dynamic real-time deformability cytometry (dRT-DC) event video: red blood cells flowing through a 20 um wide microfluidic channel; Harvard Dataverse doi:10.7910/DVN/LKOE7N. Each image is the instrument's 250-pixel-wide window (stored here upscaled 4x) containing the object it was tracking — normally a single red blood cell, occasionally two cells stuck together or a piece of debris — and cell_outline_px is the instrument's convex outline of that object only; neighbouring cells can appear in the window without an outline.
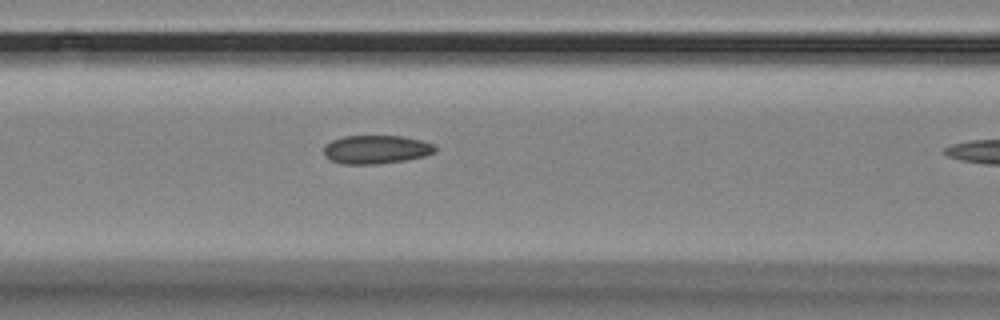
{"species": "Egyptian fruit bat (a non-hibernating species)", "species_latin": "Rousettus aegyptiacus", "temperature_condition": "room temperature", "stored_images_in_passage": 8, "camera_frame_rate_fps": 3000, "um_per_image_px": 0.085, "animal": {"sex": "female"}, "frame": {"image": 1, "passage_image": 7, "time_ms": 2.0, "image_size_px": [1000, 320], "cell_outline_px": [[436, 152], [424, 156], [404, 160], [376, 164], [344, 164], [332, 160], [324, 156], [324, 148], [332, 140], [344, 136], [400, 136], [420, 140], [432, 144], [436, 148]], "centroid_in_image_um": [31.97, 12.7], "position_along_channel_um": 134.6, "area_um2": 18.26}}